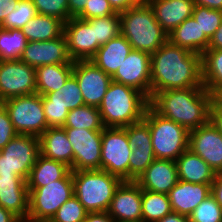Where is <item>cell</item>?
I'll return each mask as SVG.
<instances>
[{"label":"cell","instance_id":"6da1fadb","mask_svg":"<svg viewBox=\"0 0 222 222\" xmlns=\"http://www.w3.org/2000/svg\"><path fill=\"white\" fill-rule=\"evenodd\" d=\"M150 66L151 97L169 89L204 87L201 55L168 40L151 54Z\"/></svg>","mask_w":222,"mask_h":222},{"label":"cell","instance_id":"7a4b0ae2","mask_svg":"<svg viewBox=\"0 0 222 222\" xmlns=\"http://www.w3.org/2000/svg\"><path fill=\"white\" fill-rule=\"evenodd\" d=\"M212 99L213 95L205 87L169 89L156 92L149 105L161 116L190 131L209 121Z\"/></svg>","mask_w":222,"mask_h":222},{"label":"cell","instance_id":"3957f363","mask_svg":"<svg viewBox=\"0 0 222 222\" xmlns=\"http://www.w3.org/2000/svg\"><path fill=\"white\" fill-rule=\"evenodd\" d=\"M149 101L140 91L112 81L98 107L104 127L123 128L143 120Z\"/></svg>","mask_w":222,"mask_h":222},{"label":"cell","instance_id":"277c9868","mask_svg":"<svg viewBox=\"0 0 222 222\" xmlns=\"http://www.w3.org/2000/svg\"><path fill=\"white\" fill-rule=\"evenodd\" d=\"M120 33L134 50L150 55L168 40L147 2L120 12Z\"/></svg>","mask_w":222,"mask_h":222},{"label":"cell","instance_id":"5b68a950","mask_svg":"<svg viewBox=\"0 0 222 222\" xmlns=\"http://www.w3.org/2000/svg\"><path fill=\"white\" fill-rule=\"evenodd\" d=\"M74 196L88 213L108 211L120 178L104 170L72 171Z\"/></svg>","mask_w":222,"mask_h":222},{"label":"cell","instance_id":"8992f818","mask_svg":"<svg viewBox=\"0 0 222 222\" xmlns=\"http://www.w3.org/2000/svg\"><path fill=\"white\" fill-rule=\"evenodd\" d=\"M151 133V143L156 159L176 161L189 149V130L178 123L161 116L150 105L144 119Z\"/></svg>","mask_w":222,"mask_h":222},{"label":"cell","instance_id":"52a82bcc","mask_svg":"<svg viewBox=\"0 0 222 222\" xmlns=\"http://www.w3.org/2000/svg\"><path fill=\"white\" fill-rule=\"evenodd\" d=\"M29 211L27 222H49L57 210L74 196L72 171L63 179L43 187H28Z\"/></svg>","mask_w":222,"mask_h":222},{"label":"cell","instance_id":"ba28073f","mask_svg":"<svg viewBox=\"0 0 222 222\" xmlns=\"http://www.w3.org/2000/svg\"><path fill=\"white\" fill-rule=\"evenodd\" d=\"M18 134L39 137L47 128L42 95L38 93L13 97L2 102Z\"/></svg>","mask_w":222,"mask_h":222},{"label":"cell","instance_id":"9c48e42d","mask_svg":"<svg viewBox=\"0 0 222 222\" xmlns=\"http://www.w3.org/2000/svg\"><path fill=\"white\" fill-rule=\"evenodd\" d=\"M39 155V137L17 134L0 149V176L17 174L27 181Z\"/></svg>","mask_w":222,"mask_h":222},{"label":"cell","instance_id":"30bf717a","mask_svg":"<svg viewBox=\"0 0 222 222\" xmlns=\"http://www.w3.org/2000/svg\"><path fill=\"white\" fill-rule=\"evenodd\" d=\"M132 147L124 128L105 127L102 130L100 169L129 181V157Z\"/></svg>","mask_w":222,"mask_h":222},{"label":"cell","instance_id":"8fae6325","mask_svg":"<svg viewBox=\"0 0 222 222\" xmlns=\"http://www.w3.org/2000/svg\"><path fill=\"white\" fill-rule=\"evenodd\" d=\"M63 128L73 148V171L100 170L102 130Z\"/></svg>","mask_w":222,"mask_h":222},{"label":"cell","instance_id":"7c38bea8","mask_svg":"<svg viewBox=\"0 0 222 222\" xmlns=\"http://www.w3.org/2000/svg\"><path fill=\"white\" fill-rule=\"evenodd\" d=\"M48 127H63L68 112L85 105L78 82L71 75L57 91L42 96Z\"/></svg>","mask_w":222,"mask_h":222},{"label":"cell","instance_id":"4fadbf2b","mask_svg":"<svg viewBox=\"0 0 222 222\" xmlns=\"http://www.w3.org/2000/svg\"><path fill=\"white\" fill-rule=\"evenodd\" d=\"M36 93L35 68L21 60H0V102Z\"/></svg>","mask_w":222,"mask_h":222},{"label":"cell","instance_id":"5bb4252c","mask_svg":"<svg viewBox=\"0 0 222 222\" xmlns=\"http://www.w3.org/2000/svg\"><path fill=\"white\" fill-rule=\"evenodd\" d=\"M150 61L151 55L149 53L132 49L112 76V81L134 88L150 100Z\"/></svg>","mask_w":222,"mask_h":222},{"label":"cell","instance_id":"9a60e30c","mask_svg":"<svg viewBox=\"0 0 222 222\" xmlns=\"http://www.w3.org/2000/svg\"><path fill=\"white\" fill-rule=\"evenodd\" d=\"M72 75L78 82L85 105L99 107L112 77L91 60L74 61Z\"/></svg>","mask_w":222,"mask_h":222},{"label":"cell","instance_id":"2e32d148","mask_svg":"<svg viewBox=\"0 0 222 222\" xmlns=\"http://www.w3.org/2000/svg\"><path fill=\"white\" fill-rule=\"evenodd\" d=\"M189 149L201 157L216 173L222 172V134L210 120L190 130Z\"/></svg>","mask_w":222,"mask_h":222},{"label":"cell","instance_id":"e0dca14e","mask_svg":"<svg viewBox=\"0 0 222 222\" xmlns=\"http://www.w3.org/2000/svg\"><path fill=\"white\" fill-rule=\"evenodd\" d=\"M20 60L34 68L49 64H74L64 34L47 41H28Z\"/></svg>","mask_w":222,"mask_h":222},{"label":"cell","instance_id":"ac0fdd59","mask_svg":"<svg viewBox=\"0 0 222 222\" xmlns=\"http://www.w3.org/2000/svg\"><path fill=\"white\" fill-rule=\"evenodd\" d=\"M64 36L73 61L90 60L100 45L95 40L94 25L88 20L73 17L64 23Z\"/></svg>","mask_w":222,"mask_h":222},{"label":"cell","instance_id":"d6986e66","mask_svg":"<svg viewBox=\"0 0 222 222\" xmlns=\"http://www.w3.org/2000/svg\"><path fill=\"white\" fill-rule=\"evenodd\" d=\"M108 214L116 222H142V189L135 181H123L114 193Z\"/></svg>","mask_w":222,"mask_h":222},{"label":"cell","instance_id":"ffe728a7","mask_svg":"<svg viewBox=\"0 0 222 222\" xmlns=\"http://www.w3.org/2000/svg\"><path fill=\"white\" fill-rule=\"evenodd\" d=\"M0 206L15 215L21 222H27L29 190L24 178L17 174L0 176Z\"/></svg>","mask_w":222,"mask_h":222},{"label":"cell","instance_id":"44dd1931","mask_svg":"<svg viewBox=\"0 0 222 222\" xmlns=\"http://www.w3.org/2000/svg\"><path fill=\"white\" fill-rule=\"evenodd\" d=\"M175 161L155 159L135 180L143 190L167 194L178 183Z\"/></svg>","mask_w":222,"mask_h":222},{"label":"cell","instance_id":"7402d4cb","mask_svg":"<svg viewBox=\"0 0 222 222\" xmlns=\"http://www.w3.org/2000/svg\"><path fill=\"white\" fill-rule=\"evenodd\" d=\"M211 185L178 180L168 193L172 212L189 217L196 207L211 194Z\"/></svg>","mask_w":222,"mask_h":222},{"label":"cell","instance_id":"603a6c76","mask_svg":"<svg viewBox=\"0 0 222 222\" xmlns=\"http://www.w3.org/2000/svg\"><path fill=\"white\" fill-rule=\"evenodd\" d=\"M162 29L169 34L184 20L192 17L193 0H146Z\"/></svg>","mask_w":222,"mask_h":222},{"label":"cell","instance_id":"cb8c5ba5","mask_svg":"<svg viewBox=\"0 0 222 222\" xmlns=\"http://www.w3.org/2000/svg\"><path fill=\"white\" fill-rule=\"evenodd\" d=\"M40 154L60 161L73 171V148L63 127H48L40 136Z\"/></svg>","mask_w":222,"mask_h":222},{"label":"cell","instance_id":"d4e9b609","mask_svg":"<svg viewBox=\"0 0 222 222\" xmlns=\"http://www.w3.org/2000/svg\"><path fill=\"white\" fill-rule=\"evenodd\" d=\"M132 49L131 44L120 33L115 38L101 45L90 60L112 77Z\"/></svg>","mask_w":222,"mask_h":222},{"label":"cell","instance_id":"484cf974","mask_svg":"<svg viewBox=\"0 0 222 222\" xmlns=\"http://www.w3.org/2000/svg\"><path fill=\"white\" fill-rule=\"evenodd\" d=\"M175 163L179 180L189 183L212 184L215 179L216 171L190 149L184 151Z\"/></svg>","mask_w":222,"mask_h":222},{"label":"cell","instance_id":"4316f807","mask_svg":"<svg viewBox=\"0 0 222 222\" xmlns=\"http://www.w3.org/2000/svg\"><path fill=\"white\" fill-rule=\"evenodd\" d=\"M167 35L170 43L200 55L208 49L210 41L193 17L184 20Z\"/></svg>","mask_w":222,"mask_h":222},{"label":"cell","instance_id":"83f0119b","mask_svg":"<svg viewBox=\"0 0 222 222\" xmlns=\"http://www.w3.org/2000/svg\"><path fill=\"white\" fill-rule=\"evenodd\" d=\"M72 73L73 64H49L36 67V93L43 96L59 90Z\"/></svg>","mask_w":222,"mask_h":222},{"label":"cell","instance_id":"f1b7e54d","mask_svg":"<svg viewBox=\"0 0 222 222\" xmlns=\"http://www.w3.org/2000/svg\"><path fill=\"white\" fill-rule=\"evenodd\" d=\"M71 171L66 164L39 155L27 179V187H43L63 179Z\"/></svg>","mask_w":222,"mask_h":222},{"label":"cell","instance_id":"f546056e","mask_svg":"<svg viewBox=\"0 0 222 222\" xmlns=\"http://www.w3.org/2000/svg\"><path fill=\"white\" fill-rule=\"evenodd\" d=\"M28 41H47L64 33V22L56 17L37 14L22 29Z\"/></svg>","mask_w":222,"mask_h":222},{"label":"cell","instance_id":"4dcf8cb0","mask_svg":"<svg viewBox=\"0 0 222 222\" xmlns=\"http://www.w3.org/2000/svg\"><path fill=\"white\" fill-rule=\"evenodd\" d=\"M202 84L214 96L222 89V49H207L201 55Z\"/></svg>","mask_w":222,"mask_h":222},{"label":"cell","instance_id":"1f68e13d","mask_svg":"<svg viewBox=\"0 0 222 222\" xmlns=\"http://www.w3.org/2000/svg\"><path fill=\"white\" fill-rule=\"evenodd\" d=\"M171 212L167 194L142 189V222H157Z\"/></svg>","mask_w":222,"mask_h":222},{"label":"cell","instance_id":"d6a6232c","mask_svg":"<svg viewBox=\"0 0 222 222\" xmlns=\"http://www.w3.org/2000/svg\"><path fill=\"white\" fill-rule=\"evenodd\" d=\"M63 127L103 130L101 114L98 107L83 105L68 112Z\"/></svg>","mask_w":222,"mask_h":222},{"label":"cell","instance_id":"836d02e7","mask_svg":"<svg viewBox=\"0 0 222 222\" xmlns=\"http://www.w3.org/2000/svg\"><path fill=\"white\" fill-rule=\"evenodd\" d=\"M27 43L21 29L0 28V60H20Z\"/></svg>","mask_w":222,"mask_h":222},{"label":"cell","instance_id":"e575fe53","mask_svg":"<svg viewBox=\"0 0 222 222\" xmlns=\"http://www.w3.org/2000/svg\"><path fill=\"white\" fill-rule=\"evenodd\" d=\"M94 25L95 40L101 46L120 34V13L88 20Z\"/></svg>","mask_w":222,"mask_h":222},{"label":"cell","instance_id":"d590c367","mask_svg":"<svg viewBox=\"0 0 222 222\" xmlns=\"http://www.w3.org/2000/svg\"><path fill=\"white\" fill-rule=\"evenodd\" d=\"M37 14L32 0H19L17 1V7L6 16L0 28L22 29Z\"/></svg>","mask_w":222,"mask_h":222},{"label":"cell","instance_id":"8d00e7d4","mask_svg":"<svg viewBox=\"0 0 222 222\" xmlns=\"http://www.w3.org/2000/svg\"><path fill=\"white\" fill-rule=\"evenodd\" d=\"M192 17L210 39L222 23V11L194 5Z\"/></svg>","mask_w":222,"mask_h":222},{"label":"cell","instance_id":"74e56055","mask_svg":"<svg viewBox=\"0 0 222 222\" xmlns=\"http://www.w3.org/2000/svg\"><path fill=\"white\" fill-rule=\"evenodd\" d=\"M189 222H222V207L210 194L189 216Z\"/></svg>","mask_w":222,"mask_h":222},{"label":"cell","instance_id":"f35d334b","mask_svg":"<svg viewBox=\"0 0 222 222\" xmlns=\"http://www.w3.org/2000/svg\"><path fill=\"white\" fill-rule=\"evenodd\" d=\"M155 159L153 148H133L129 157V181H135Z\"/></svg>","mask_w":222,"mask_h":222},{"label":"cell","instance_id":"ab89813d","mask_svg":"<svg viewBox=\"0 0 222 222\" xmlns=\"http://www.w3.org/2000/svg\"><path fill=\"white\" fill-rule=\"evenodd\" d=\"M87 213L84 206L73 196L57 210L49 222H84Z\"/></svg>","mask_w":222,"mask_h":222},{"label":"cell","instance_id":"60d3db41","mask_svg":"<svg viewBox=\"0 0 222 222\" xmlns=\"http://www.w3.org/2000/svg\"><path fill=\"white\" fill-rule=\"evenodd\" d=\"M37 13L58 18L66 23L71 19L68 0H32Z\"/></svg>","mask_w":222,"mask_h":222},{"label":"cell","instance_id":"b9f144b4","mask_svg":"<svg viewBox=\"0 0 222 222\" xmlns=\"http://www.w3.org/2000/svg\"><path fill=\"white\" fill-rule=\"evenodd\" d=\"M123 128L127 132V139L132 148H152L149 125L144 120Z\"/></svg>","mask_w":222,"mask_h":222},{"label":"cell","instance_id":"7bdbcfd3","mask_svg":"<svg viewBox=\"0 0 222 222\" xmlns=\"http://www.w3.org/2000/svg\"><path fill=\"white\" fill-rule=\"evenodd\" d=\"M108 0H88L84 10L77 16L83 20L95 17H107L116 14Z\"/></svg>","mask_w":222,"mask_h":222},{"label":"cell","instance_id":"ee69618b","mask_svg":"<svg viewBox=\"0 0 222 222\" xmlns=\"http://www.w3.org/2000/svg\"><path fill=\"white\" fill-rule=\"evenodd\" d=\"M18 133L15 131L9 114L3 105L0 106V149L4 148L9 141Z\"/></svg>","mask_w":222,"mask_h":222},{"label":"cell","instance_id":"f6af8a7d","mask_svg":"<svg viewBox=\"0 0 222 222\" xmlns=\"http://www.w3.org/2000/svg\"><path fill=\"white\" fill-rule=\"evenodd\" d=\"M209 120L222 134V106H220L214 99L210 105V118Z\"/></svg>","mask_w":222,"mask_h":222},{"label":"cell","instance_id":"bcb514c9","mask_svg":"<svg viewBox=\"0 0 222 222\" xmlns=\"http://www.w3.org/2000/svg\"><path fill=\"white\" fill-rule=\"evenodd\" d=\"M112 8L120 13L123 12L130 7L145 3L146 0H108Z\"/></svg>","mask_w":222,"mask_h":222},{"label":"cell","instance_id":"7dc6e473","mask_svg":"<svg viewBox=\"0 0 222 222\" xmlns=\"http://www.w3.org/2000/svg\"><path fill=\"white\" fill-rule=\"evenodd\" d=\"M211 194L222 207V172L216 173L215 179L211 185Z\"/></svg>","mask_w":222,"mask_h":222},{"label":"cell","instance_id":"c3c4849f","mask_svg":"<svg viewBox=\"0 0 222 222\" xmlns=\"http://www.w3.org/2000/svg\"><path fill=\"white\" fill-rule=\"evenodd\" d=\"M18 0H0V25L6 16L17 7Z\"/></svg>","mask_w":222,"mask_h":222},{"label":"cell","instance_id":"681fc988","mask_svg":"<svg viewBox=\"0 0 222 222\" xmlns=\"http://www.w3.org/2000/svg\"><path fill=\"white\" fill-rule=\"evenodd\" d=\"M84 222H116L107 211L87 213Z\"/></svg>","mask_w":222,"mask_h":222},{"label":"cell","instance_id":"f907efd6","mask_svg":"<svg viewBox=\"0 0 222 222\" xmlns=\"http://www.w3.org/2000/svg\"><path fill=\"white\" fill-rule=\"evenodd\" d=\"M88 0H68L70 17H77L85 8Z\"/></svg>","mask_w":222,"mask_h":222},{"label":"cell","instance_id":"816d5d0a","mask_svg":"<svg viewBox=\"0 0 222 222\" xmlns=\"http://www.w3.org/2000/svg\"><path fill=\"white\" fill-rule=\"evenodd\" d=\"M208 49H222V23L210 38Z\"/></svg>","mask_w":222,"mask_h":222},{"label":"cell","instance_id":"f5cc1de1","mask_svg":"<svg viewBox=\"0 0 222 222\" xmlns=\"http://www.w3.org/2000/svg\"><path fill=\"white\" fill-rule=\"evenodd\" d=\"M194 5L222 11V0H193Z\"/></svg>","mask_w":222,"mask_h":222},{"label":"cell","instance_id":"db71d44e","mask_svg":"<svg viewBox=\"0 0 222 222\" xmlns=\"http://www.w3.org/2000/svg\"><path fill=\"white\" fill-rule=\"evenodd\" d=\"M157 222H189V217L176 212H171Z\"/></svg>","mask_w":222,"mask_h":222},{"label":"cell","instance_id":"11a10c76","mask_svg":"<svg viewBox=\"0 0 222 222\" xmlns=\"http://www.w3.org/2000/svg\"><path fill=\"white\" fill-rule=\"evenodd\" d=\"M0 222H21L15 215L0 206Z\"/></svg>","mask_w":222,"mask_h":222},{"label":"cell","instance_id":"9f6ffc18","mask_svg":"<svg viewBox=\"0 0 222 222\" xmlns=\"http://www.w3.org/2000/svg\"><path fill=\"white\" fill-rule=\"evenodd\" d=\"M213 99L222 106V89H220L214 96Z\"/></svg>","mask_w":222,"mask_h":222}]
</instances>
